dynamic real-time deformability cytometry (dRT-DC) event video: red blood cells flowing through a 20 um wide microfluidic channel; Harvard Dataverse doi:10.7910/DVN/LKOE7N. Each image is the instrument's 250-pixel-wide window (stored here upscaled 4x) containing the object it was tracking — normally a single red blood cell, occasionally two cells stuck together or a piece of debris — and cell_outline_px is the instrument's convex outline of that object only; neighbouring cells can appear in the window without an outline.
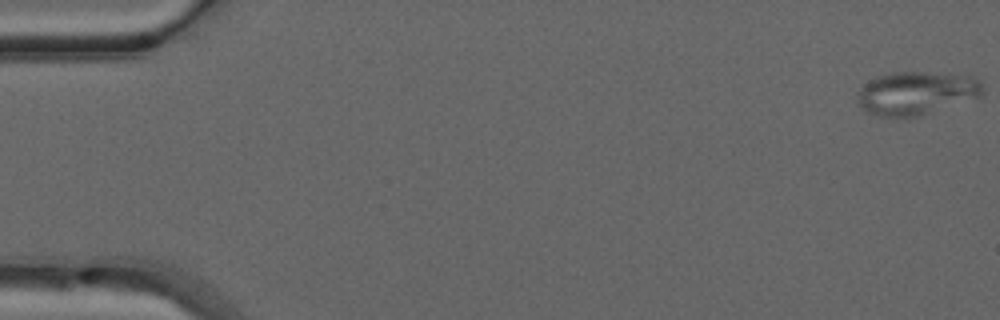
{"species": "common noctule bat (a hibernating species)", "species_latin": "Nyctalus noctula", "temperature_condition": "warm", "stored_images_in_passage": 51, "camera_frame_rate_fps": 3000, "um_per_image_px": 0.085, "animal": {"sex": "male", "forearm_length_mm": 52.5}, "frame": {"image": 1, "passage_image": 1, "time_ms": 0.0, "image_size_px": [1000, 320], "cell_outline_px": [[984, 92], [980, 96], [920, 116], [880, 116], [868, 112], [856, 104], [856, 92], [868, 80], [876, 76], [892, 72], [928, 72], [976, 76], [980, 80], [984, 88]], "centroid_in_image_um": [77.86, 7.89], "position_along_channel_um": 7.1, "area_um2": 31.85}}
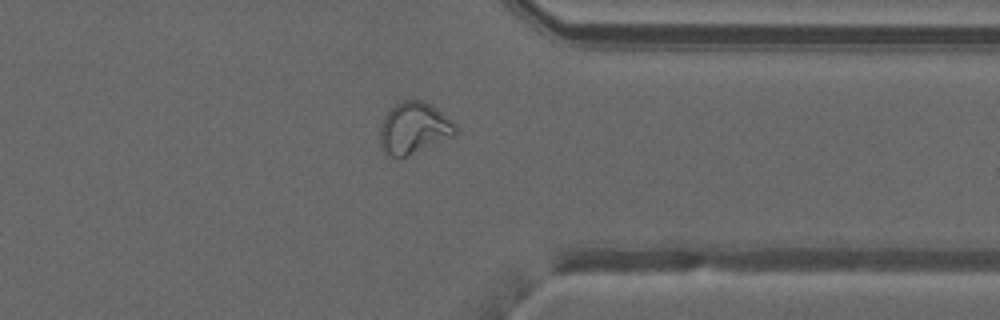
{"frame": {"image": 2, "passage_image": 40, "time_ms": 13.0, "image_size_px": [1000, 320], "cell_outline_px": [[456, 132], [452, 136], [400, 160], [388, 156], [380, 148], [380, 128], [384, 116], [396, 104], [404, 100], [424, 100], [432, 104], [456, 124]], "centroid_in_image_um": [35.15, 10.92], "position_along_channel_um": 376.3, "area_um2": 22.89}}
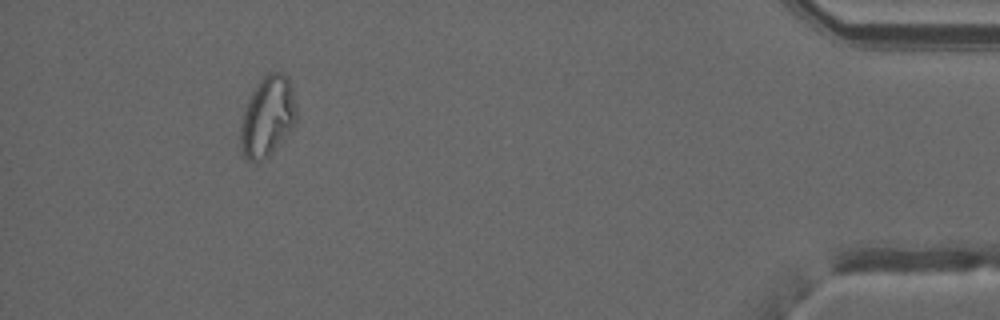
{"frame": {"image": 3, "passage_image": 47, "time_ms": 15.333, "image_size_px": [1000, 320], "cell_outline_px": [[296, 120], [292, 128], [272, 152], [268, 156], [260, 160], [248, 160], [244, 156], [240, 148], [240, 124], [244, 108], [252, 88], [268, 72], [284, 72], [288, 76], [292, 88], [296, 108]], "centroid_in_image_um": [22.72, 9.86], "position_along_channel_um": 412.5, "area_um2": 26.3}}